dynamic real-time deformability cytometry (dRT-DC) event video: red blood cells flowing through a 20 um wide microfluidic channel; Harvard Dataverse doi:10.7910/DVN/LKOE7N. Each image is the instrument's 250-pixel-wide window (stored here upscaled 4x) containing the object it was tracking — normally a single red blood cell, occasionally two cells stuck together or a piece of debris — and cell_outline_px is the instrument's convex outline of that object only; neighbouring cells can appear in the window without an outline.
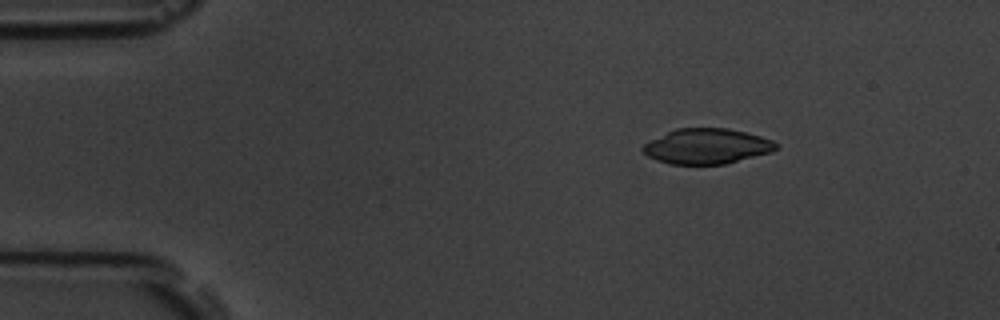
{"species": "common noctule bat (a hibernating species)", "species_latin": "Nyctalus noctula", "temperature_condition": "room temperature", "stored_images_in_passage": 13, "camera_frame_rate_fps": 3000, "um_per_image_px": 0.085, "animal": {"sex": "male", "body_mass_g": 19.5, "forearm_length_mm": 54.6}, "frame": {"image": 1, "passage_image": 1, "time_ms": 0.0, "image_size_px": [1000, 320], "cell_outline_px": [[776, 148], [772, 152], [724, 164], [672, 164], [656, 160], [648, 156], [640, 148], [644, 144], [676, 128], [728, 128], [760, 136], [772, 140], [776, 144]], "centroid_in_image_um": [60.07, 12.43], "position_along_channel_um": 24.9, "area_um2": 27.05}}